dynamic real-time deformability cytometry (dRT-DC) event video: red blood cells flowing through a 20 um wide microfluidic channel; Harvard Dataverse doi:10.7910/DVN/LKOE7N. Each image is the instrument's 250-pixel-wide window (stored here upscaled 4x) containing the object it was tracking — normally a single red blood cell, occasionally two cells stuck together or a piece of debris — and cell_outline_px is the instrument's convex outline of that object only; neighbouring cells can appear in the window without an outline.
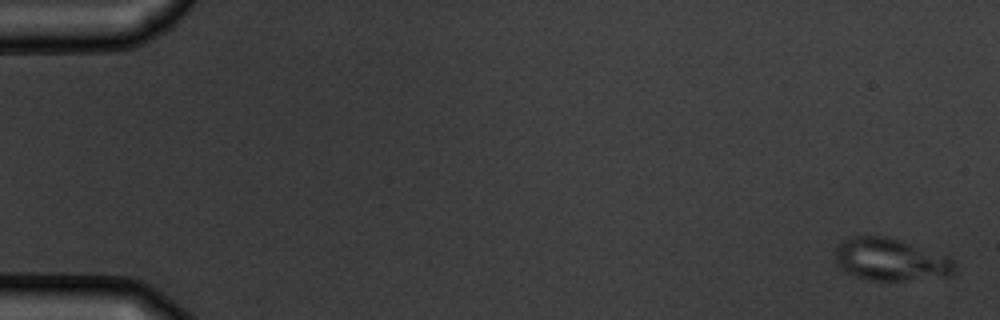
{"species": "common noctule bat (a hibernating species)", "species_latin": "Nyctalus noctula", "temperature_condition": "warm", "stored_images_in_passage": 5, "camera_frame_rate_fps": 3000, "um_per_image_px": 0.085, "animal": {"sex": "male", "body_mass_g": 19.5, "forearm_length_mm": 54.6}, "frame": {"image": 1, "passage_image": 1, "time_ms": 0.0, "image_size_px": [1000, 320], "cell_outline_px": [[956, 272], [952, 276], [904, 280], [872, 280], [856, 276], [848, 272], [836, 264], [836, 244], [848, 236], [888, 236], [900, 240], [952, 260], [956, 264]], "centroid_in_image_um": [75.66, 22.06], "position_along_channel_um": 9.3, "area_um2": 29.13}}